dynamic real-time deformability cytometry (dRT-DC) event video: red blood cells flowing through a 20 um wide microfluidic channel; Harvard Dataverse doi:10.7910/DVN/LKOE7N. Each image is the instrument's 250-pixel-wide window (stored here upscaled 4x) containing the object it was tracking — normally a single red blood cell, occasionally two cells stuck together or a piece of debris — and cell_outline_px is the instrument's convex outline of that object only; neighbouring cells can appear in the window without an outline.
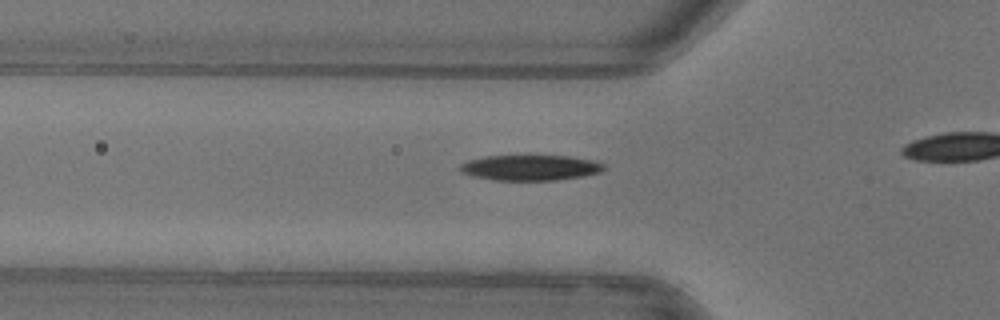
{"species": "common noctule bat (a hibernating species)", "species_latin": "Nyctalus noctula", "temperature_condition": "warm", "stored_images_in_passage": 17, "camera_frame_rate_fps": 3000, "um_per_image_px": 0.085, "animal": {"sex": "female"}, "frame": {"image": 1, "passage_image": 12, "time_ms": 3.667, "image_size_px": [1000, 320], "cell_outline_px": [[604, 168], [600, 172], [584, 176], [552, 180], [492, 180], [472, 176], [460, 172], [460, 164], [468, 160], [484, 156], [568, 156], [596, 160], [604, 164]], "centroid_in_image_um": [45.06, 14.25], "position_along_channel_um": 80.7, "area_um2": 21.39}}